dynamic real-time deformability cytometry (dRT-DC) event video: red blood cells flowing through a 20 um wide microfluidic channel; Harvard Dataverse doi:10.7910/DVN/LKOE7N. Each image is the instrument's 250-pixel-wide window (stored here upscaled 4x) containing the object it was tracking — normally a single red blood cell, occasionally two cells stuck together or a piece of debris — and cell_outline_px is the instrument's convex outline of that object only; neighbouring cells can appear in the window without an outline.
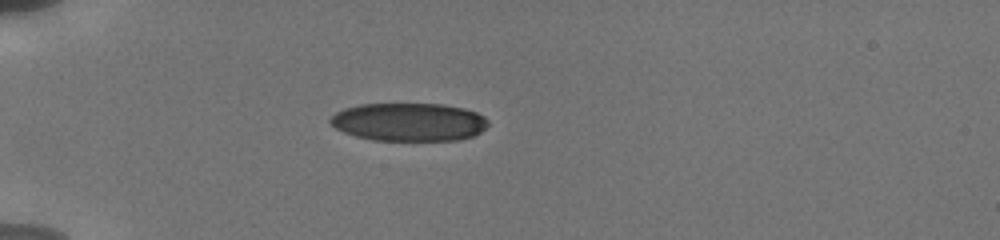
{"species": "human", "species_latin": "Homo sapiens", "temperature_condition": "cold", "stored_images_in_passage": 78, "camera_frame_rate_fps": 3000, "um_per_image_px": 0.085, "donor": {"sex": "male"}, "frame": {"image": 1, "passage_image": 1, "time_ms": 0.0, "image_size_px": [1000, 240], "cell_outline_px": [[488, 124], [480, 132], [472, 136], [456, 140], [372, 140], [356, 136], [344, 132], [336, 128], [328, 120], [336, 112], [344, 108], [360, 104], [444, 104], [464, 108], [476, 112], [484, 116], [488, 120]], "centroid_in_image_um": [34.76, 10.36], "position_along_channel_um": 50.2, "area_um2": 35.03}}
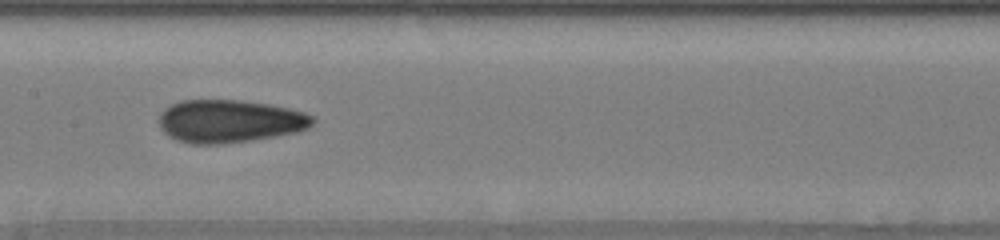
{"frame": {"image": 2, "passage_image": 27, "time_ms": 4.333, "image_size_px": [1000, 240], "cell_outline_px": [[316, 120], [308, 128], [296, 132], [248, 140], [220, 144], [192, 144], [176, 140], [168, 136], [160, 128], [160, 112], [164, 108], [180, 100], [240, 100], [268, 104], [288, 108], [304, 112], [316, 116]], "centroid_in_image_um": [19.5, 10.29], "position_along_channel_um": 187.9, "area_um2": 38.38}}
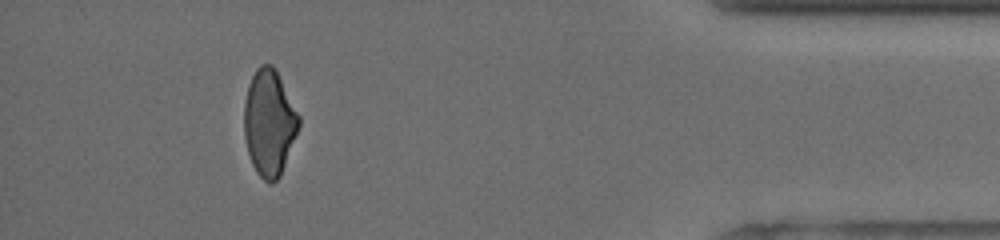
{"frame": {"image": 3, "passage_image": 69, "time_ms": 11.333, "image_size_px": [1000, 240], "cell_outline_px": [[300, 124], [280, 176], [272, 184], [268, 184], [256, 172], [252, 164], [248, 152], [244, 136], [244, 100], [248, 84], [256, 68], [260, 64], [272, 64], [276, 68], [300, 116]], "centroid_in_image_um": [22.87, 10.4], "position_along_channel_um": 412.3, "area_um2": 34.04}, "authors_computed_cell_mechanics": {"area_um2": 36.8186, "velocity_mm_per_s": 3.8239, "shape_relaxation_time_tau1_ms": 10.0859, "shape_relaxation_time_tau2_ms": 2.1016, "deformation_change_tau1": 0.1793, "deformation_change_tau2": 0.0836}}